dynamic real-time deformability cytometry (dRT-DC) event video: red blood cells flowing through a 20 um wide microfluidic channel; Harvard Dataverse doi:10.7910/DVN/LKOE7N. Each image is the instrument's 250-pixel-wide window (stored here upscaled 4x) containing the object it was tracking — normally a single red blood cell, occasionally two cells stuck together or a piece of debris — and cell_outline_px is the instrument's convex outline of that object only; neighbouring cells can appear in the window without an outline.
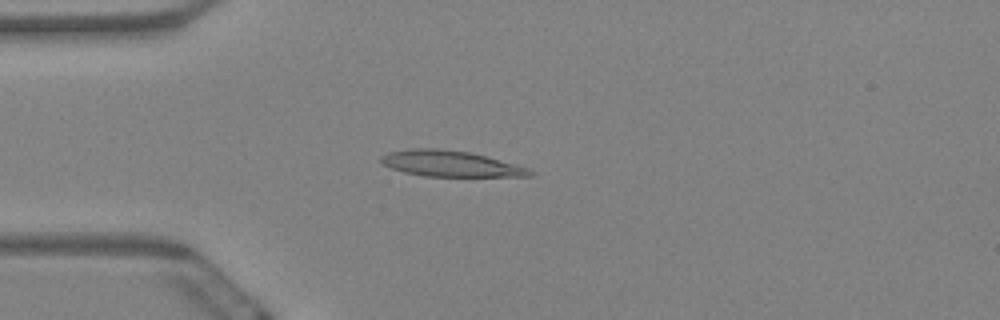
{"species": "Egyptian fruit bat (a non-hibernating species)", "species_latin": "Rousettus aegyptiacus", "temperature_condition": "warm", "stored_images_in_passage": 9, "camera_frame_rate_fps": 3000, "um_per_image_px": 0.085, "animal": {"sex": "female"}, "frame": {"image": 1, "passage_image": 4, "time_ms": 1.0, "image_size_px": [1000, 320], "cell_outline_px": [[532, 176], [424, 176], [404, 172], [392, 168], [384, 164], [380, 160], [380, 156], [388, 152], [412, 148], [436, 148], [468, 152], [484, 156], [528, 168], [532, 172]], "centroid_in_image_um": [38.22, 13.91], "position_along_channel_um": 46.8, "area_um2": 22.02}}
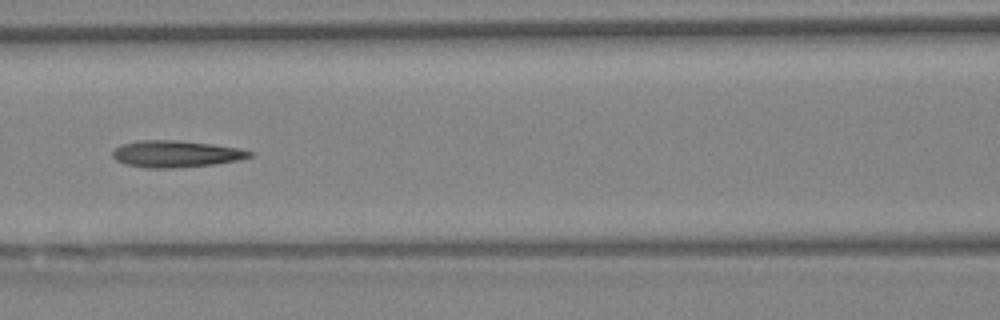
{"frame": {"image": 2, "passage_image": 7, "time_ms": 2.0, "image_size_px": [1000, 320], "cell_outline_px": [[256, 152], [252, 156], [236, 160], [216, 164], [176, 168], [144, 168], [124, 164], [116, 160], [112, 156], [112, 152], [120, 144], [140, 140], [176, 140], [212, 144], [240, 148]], "centroid_in_image_um": [14.95, 13.08], "position_along_channel_um": 151.7, "area_um2": 21.56}}
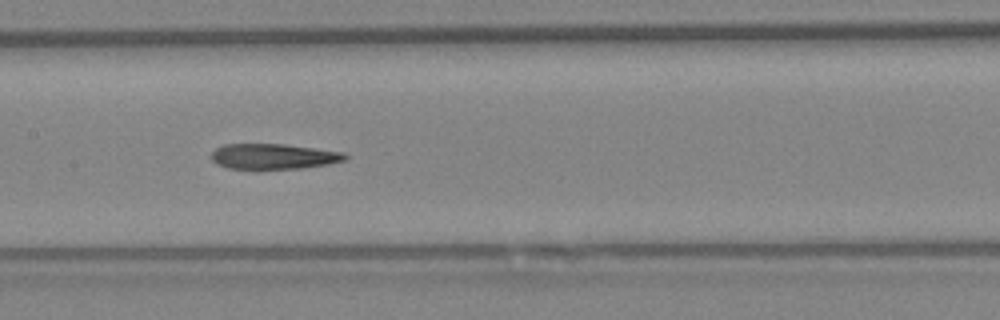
{"frame": {"image": 3, "passage_image": 8, "time_ms": 2.333, "image_size_px": [1000, 320], "cell_outline_px": [[348, 160], [328, 164], [300, 168], [256, 172], [228, 168], [216, 164], [212, 160], [212, 152], [216, 148], [224, 144], [284, 144], [316, 148], [344, 152], [348, 156]], "centroid_in_image_um": [23.23, 13.34], "position_along_channel_um": 184.2, "area_um2": 20.75}}